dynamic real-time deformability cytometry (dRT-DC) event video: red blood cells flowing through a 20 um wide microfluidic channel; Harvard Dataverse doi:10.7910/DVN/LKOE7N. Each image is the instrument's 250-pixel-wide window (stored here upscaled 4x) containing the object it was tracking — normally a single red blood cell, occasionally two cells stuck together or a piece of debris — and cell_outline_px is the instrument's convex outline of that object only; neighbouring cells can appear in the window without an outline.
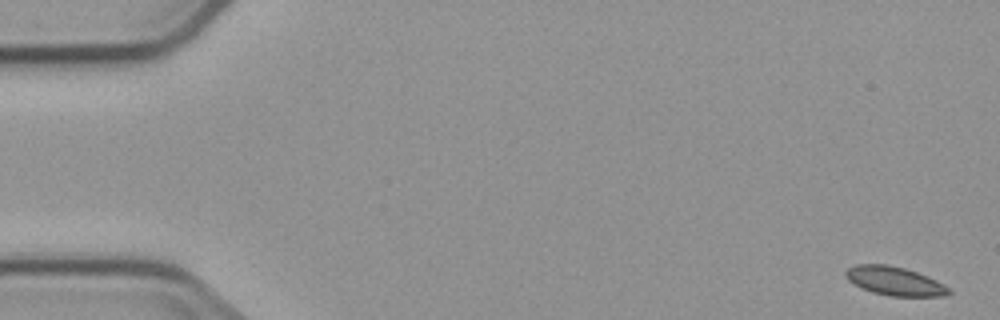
{"species": "common noctule bat (a hibernating species)", "species_latin": "Nyctalus noctula", "temperature_condition": "cold", "stored_images_in_passage": 5, "camera_frame_rate_fps": 3000, "um_per_image_px": 0.085, "animal": {"sex": "male", "body_mass_g": 23.1, "forearm_length_mm": 52.7}, "frame": {"image": 1, "passage_image": 1, "time_ms": 0.0, "image_size_px": [1000, 320], "cell_outline_px": [[952, 292], [944, 296], [888, 296], [872, 292], [860, 288], [848, 280], [844, 276], [844, 272], [848, 268], [856, 264], [888, 264], [904, 268], [928, 276], [944, 284]], "centroid_in_image_um": [76.01, 23.89], "position_along_channel_um": 9.0, "area_um2": 17.4}}
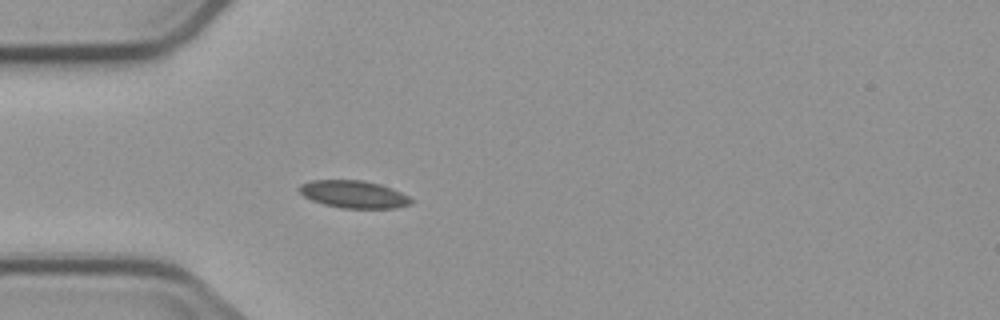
{"frame": {"image": 2, "passage_image": 5, "time_ms": 5.0, "image_size_px": [1000, 320], "cell_outline_px": [[412, 204], [396, 208], [340, 208], [324, 204], [312, 200], [304, 196], [296, 188], [300, 184], [312, 180], [364, 180], [380, 184], [392, 188], [408, 196], [412, 200]], "centroid_in_image_um": [30.05, 16.51], "position_along_channel_um": 54.9, "area_um2": 17.98}}